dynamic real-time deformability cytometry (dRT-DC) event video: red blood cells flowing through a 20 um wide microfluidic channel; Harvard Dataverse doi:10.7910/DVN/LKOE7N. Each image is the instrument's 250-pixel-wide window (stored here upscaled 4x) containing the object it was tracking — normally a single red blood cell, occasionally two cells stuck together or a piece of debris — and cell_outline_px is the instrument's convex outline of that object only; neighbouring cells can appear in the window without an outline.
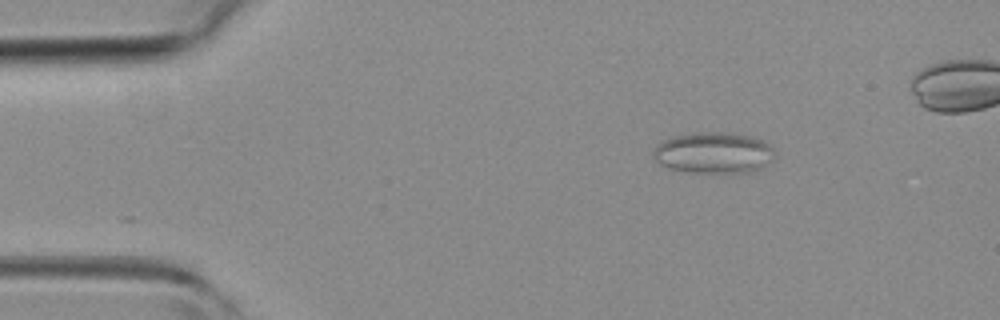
{"species": "common noctule bat (a hibernating species)", "species_latin": "Nyctalus noctula", "temperature_condition": "room temperature", "stored_images_in_passage": 3, "camera_frame_rate_fps": 3000, "um_per_image_px": 0.085, "animal": {"sex": "female", "body_mass_g": 19.3, "forearm_length_mm": 54.1}, "frame": {"image": 1, "passage_image": 1, "time_ms": 0.0, "image_size_px": [1000, 320], "cell_outline_px": [[776, 156], [760, 168], [752, 172], [692, 172], [672, 168], [660, 164], [652, 156], [652, 152], [656, 144], [664, 140], [676, 136], [696, 132], [720, 132], [752, 136], [764, 140], [772, 148]], "centroid_in_image_um": [60.66, 12.97], "position_along_channel_um": 24.3, "area_um2": 28.96}}